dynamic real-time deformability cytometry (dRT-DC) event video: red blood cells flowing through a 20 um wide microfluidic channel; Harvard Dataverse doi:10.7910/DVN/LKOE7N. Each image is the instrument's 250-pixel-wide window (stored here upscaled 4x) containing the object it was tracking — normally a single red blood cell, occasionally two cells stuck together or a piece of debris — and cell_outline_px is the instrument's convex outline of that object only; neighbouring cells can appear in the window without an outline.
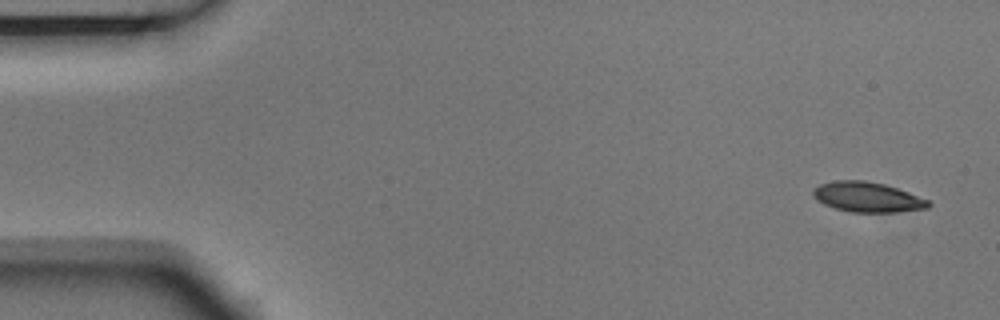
{"species": "Egyptian fruit bat (a non-hibernating species)", "species_latin": "Rousettus aegyptiacus", "temperature_condition": "room temperature", "stored_images_in_passage": 7, "camera_frame_rate_fps": 3000, "um_per_image_px": 0.085, "animal": {"sex": "male"}, "frame": {"image": 1, "passage_image": 1, "time_ms": 0.0, "image_size_px": [1000, 320], "cell_outline_px": [[932, 204], [928, 208], [896, 212], [852, 212], [836, 208], [824, 204], [816, 200], [812, 192], [812, 188], [820, 184], [832, 180], [864, 180], [884, 184], [908, 192], [928, 200]], "centroid_in_image_um": [73.7, 16.74], "position_along_channel_um": 11.3, "area_um2": 20.17}}
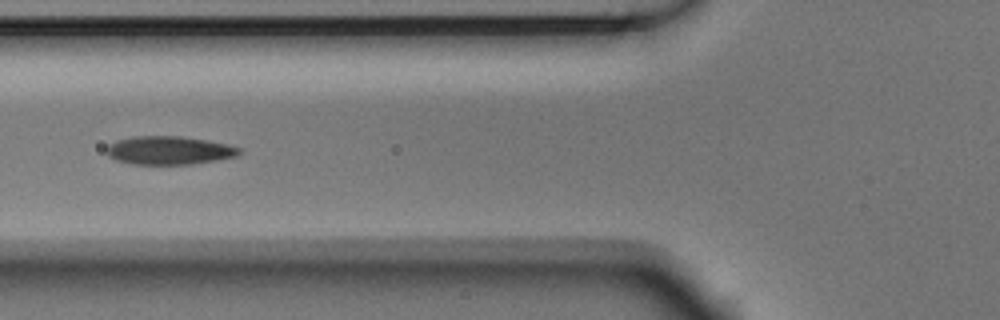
{"frame": {"image": 2, "passage_image": 6, "time_ms": 1.667, "image_size_px": [1000, 320], "cell_outline_px": [[240, 152], [236, 156], [216, 160], [192, 164], [132, 164], [116, 160], [108, 156], [104, 152], [104, 148], [108, 144], [116, 140], [132, 136], [180, 136], [208, 140], [228, 144], [240, 148]], "centroid_in_image_um": [14.31, 12.77], "position_along_channel_um": 111.5, "area_um2": 22.14}}
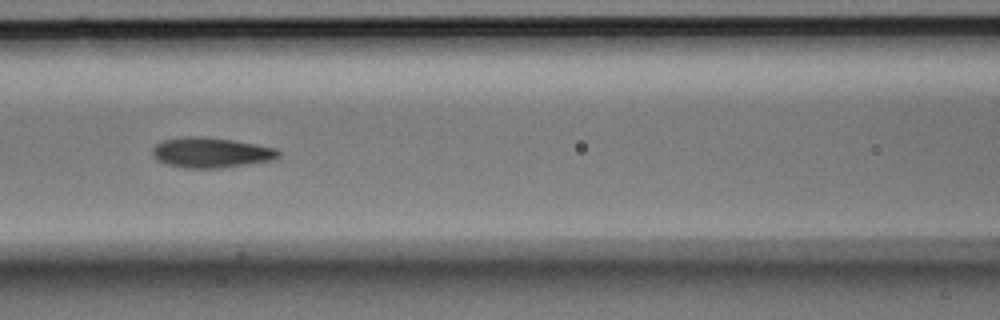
{"frame": {"image": 3, "passage_image": 7, "time_ms": 2.0, "image_size_px": [1000, 320], "cell_outline_px": [[280, 156], [272, 160], [220, 168], [184, 168], [164, 164], [156, 160], [152, 156], [152, 148], [160, 140], [184, 136], [200, 136], [232, 140], [256, 144], [276, 148], [280, 152]], "centroid_in_image_um": [17.87, 12.96], "position_along_channel_um": 148.7, "area_um2": 22.43}}